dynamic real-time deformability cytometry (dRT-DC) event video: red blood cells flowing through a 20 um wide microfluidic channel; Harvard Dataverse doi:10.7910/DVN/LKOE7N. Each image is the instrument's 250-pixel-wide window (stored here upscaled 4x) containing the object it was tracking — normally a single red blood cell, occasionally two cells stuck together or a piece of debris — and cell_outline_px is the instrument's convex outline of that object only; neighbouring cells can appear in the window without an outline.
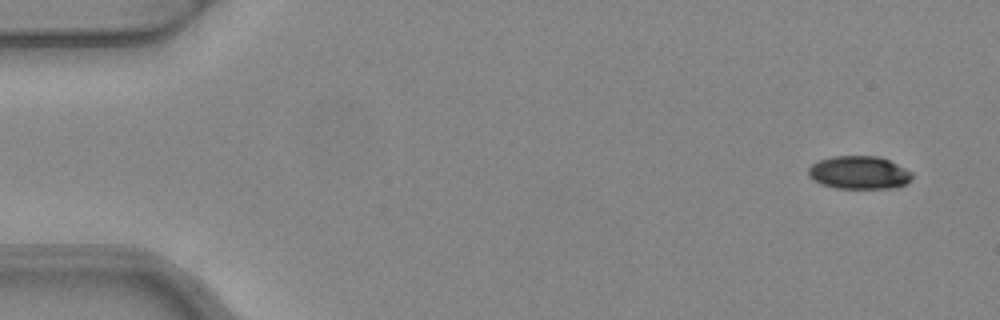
{"species": "common noctule bat (a hibernating species)", "species_latin": "Nyctalus noctula", "temperature_condition": "warm", "stored_images_in_passage": 4, "camera_frame_rate_fps": 3000, "um_per_image_px": 0.085, "animal": {"sex": "female", "body_mass_g": 24.6, "forearm_length_mm": 56.2}, "frame": {"image": 1, "passage_image": 1, "time_ms": 0.0, "image_size_px": [1000, 320], "cell_outline_px": [[912, 180], [908, 184], [892, 188], [836, 188], [820, 184], [808, 176], [808, 168], [812, 164], [820, 160], [832, 156], [880, 156], [912, 172]], "centroid_in_image_um": [73.02, 14.67], "position_along_channel_um": 12.0, "area_um2": 20.06}}
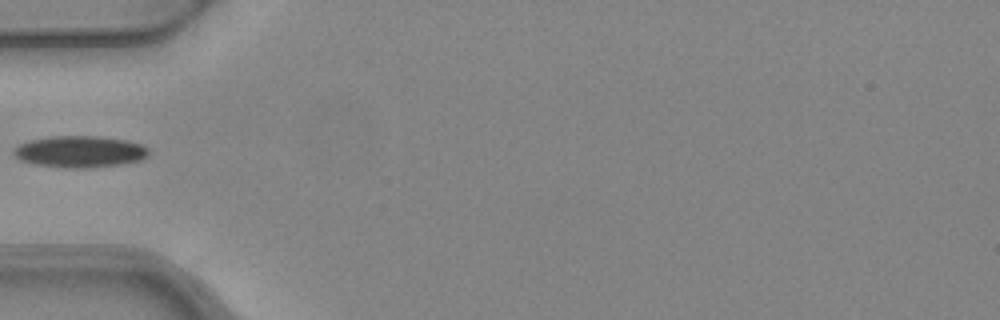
{"frame": {"image": 2, "passage_image": 4, "time_ms": 1.0, "image_size_px": [1000, 320], "cell_outline_px": [[148, 156], [140, 160], [120, 164], [84, 168], [64, 168], [36, 164], [20, 160], [12, 152], [20, 144], [32, 140], [52, 136], [96, 136], [128, 140], [144, 144], [148, 148]], "centroid_in_image_um": [6.83, 12.89], "position_along_channel_um": 78.2, "area_um2": 24.74}}